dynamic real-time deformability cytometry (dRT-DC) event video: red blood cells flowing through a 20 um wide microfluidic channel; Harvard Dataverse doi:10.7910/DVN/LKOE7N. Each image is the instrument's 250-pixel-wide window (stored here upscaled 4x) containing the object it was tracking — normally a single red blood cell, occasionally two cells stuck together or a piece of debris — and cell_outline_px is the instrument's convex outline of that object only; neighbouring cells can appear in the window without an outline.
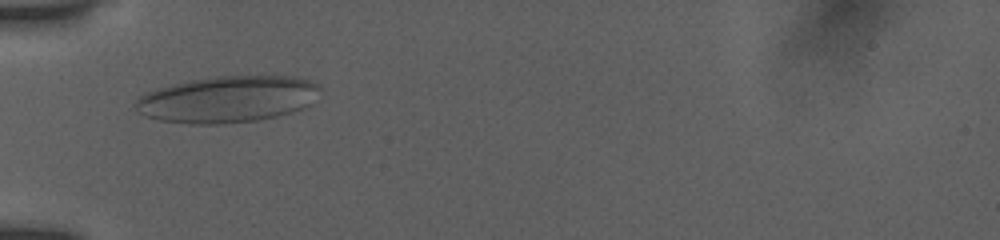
{"species": "human", "species_latin": "Homo sapiens", "temperature_condition": "room temperature", "stored_images_in_passage": 22, "camera_frame_rate_fps": 3000, "um_per_image_px": 0.085, "donor": {"sex": "female"}, "frame": {"image": 1, "passage_image": 2, "time_ms": 0.667, "image_size_px": [1000, 240], "cell_outline_px": [[320, 88], [300, 108], [292, 112], [276, 116], [256, 120], [224, 124], [188, 124], [160, 120], [144, 116], [136, 112], [132, 104], [140, 96], [156, 88], [188, 80], [216, 76], [292, 76], [308, 80], [320, 84]], "centroid_in_image_um": [19.21, 8.44], "position_along_channel_um": 65.8, "area_um2": 49.77}}
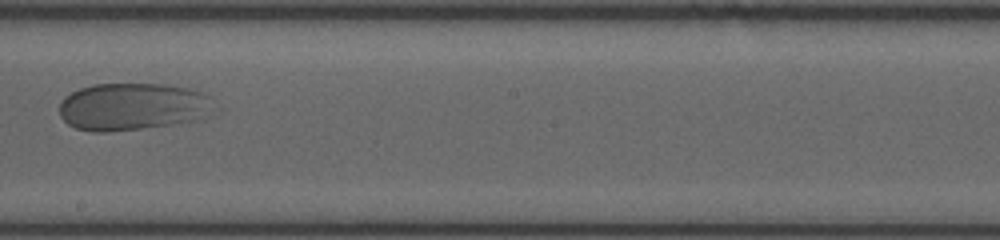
{"frame": {"image": 2, "passage_image": 10, "time_ms": 5.333, "image_size_px": [1000, 240], "cell_outline_px": [[220, 108], [216, 112], [192, 120], [168, 124], [140, 128], [108, 132], [92, 132], [76, 128], [68, 124], [60, 116], [60, 104], [64, 96], [80, 88], [92, 84], [164, 84], [188, 88], [200, 92], [208, 96]], "centroid_in_image_um": [11.28, 9.05], "position_along_channel_um": 236.9, "area_um2": 42.83}}
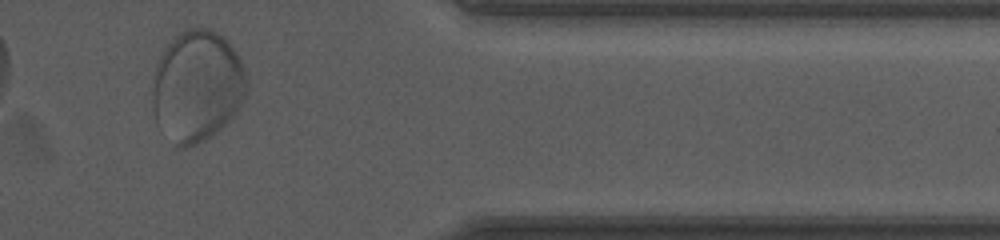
{"frame": {"image": 3, "passage_image": 19, "time_ms": 10.0, "image_size_px": [1000, 240], "cell_outline_px": [[248, 92], [236, 112], [212, 136], [196, 144], [184, 148], [176, 148], [156, 124], [152, 112], [152, 88], [156, 64], [160, 56], [168, 44], [180, 32], [192, 28], [208, 28], [216, 32], [236, 52], [244, 68], [248, 88]], "centroid_in_image_um": [16.72, 7.37], "position_along_channel_um": 394.7, "area_um2": 61.33}}